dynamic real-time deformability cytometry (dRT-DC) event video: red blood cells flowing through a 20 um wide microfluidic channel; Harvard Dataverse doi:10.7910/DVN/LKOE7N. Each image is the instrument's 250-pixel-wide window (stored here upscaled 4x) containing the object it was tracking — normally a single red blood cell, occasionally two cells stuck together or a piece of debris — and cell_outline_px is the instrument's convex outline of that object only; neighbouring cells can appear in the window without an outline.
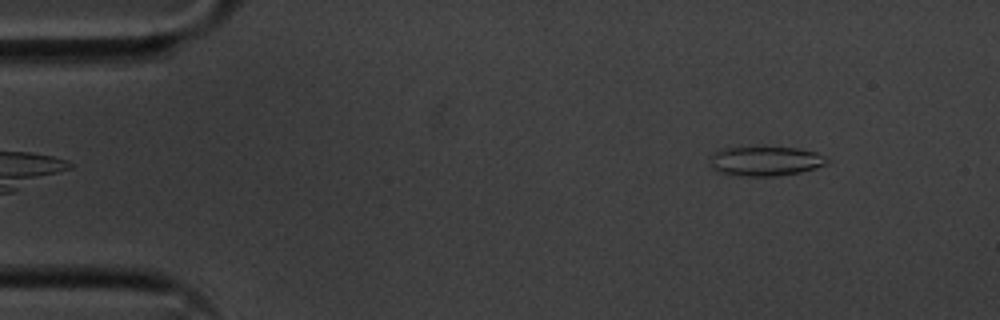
{"species": "common noctule bat (a hibernating species)", "species_latin": "Nyctalus noctula", "temperature_condition": "cold", "stored_images_in_passage": 50, "camera_frame_rate_fps": 3000, "um_per_image_px": 0.085, "animal": {"sex": "male", "body_mass_g": 20.1, "forearm_length_mm": 53.5}, "frame": {"image": 1, "passage_image": 1, "time_ms": 0.0, "image_size_px": [1000, 320], "cell_outline_px": [[828, 164], [816, 168], [800, 172], [776, 176], [740, 176], [724, 172], [712, 168], [712, 152], [720, 148], [764, 144], [800, 148], [816, 152], [824, 156], [828, 160]], "centroid_in_image_um": [65.09, 13.63], "position_along_channel_um": 19.9, "area_um2": 20.98}}
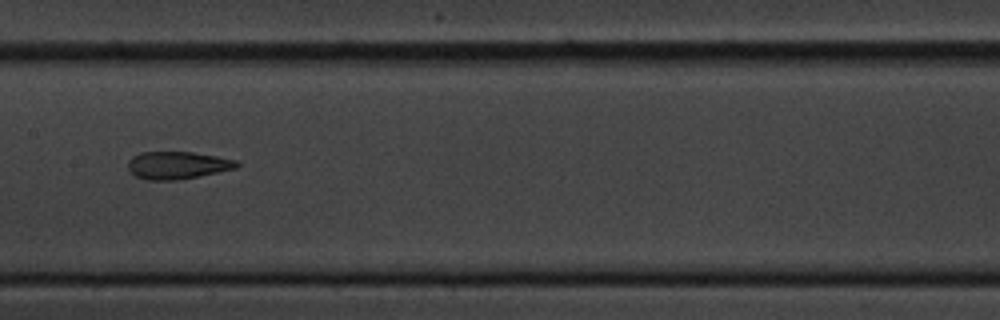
{"frame": {"image": 2, "passage_image": 22, "time_ms": 7.0, "image_size_px": [1000, 320], "cell_outline_px": [[240, 164], [236, 168], [180, 180], [148, 180], [136, 176], [128, 168], [128, 160], [132, 156], [140, 152], [192, 152], [216, 156], [236, 160]], "centroid_in_image_um": [15.07, 14.04], "position_along_channel_um": 192.3, "area_um2": 17.4}}
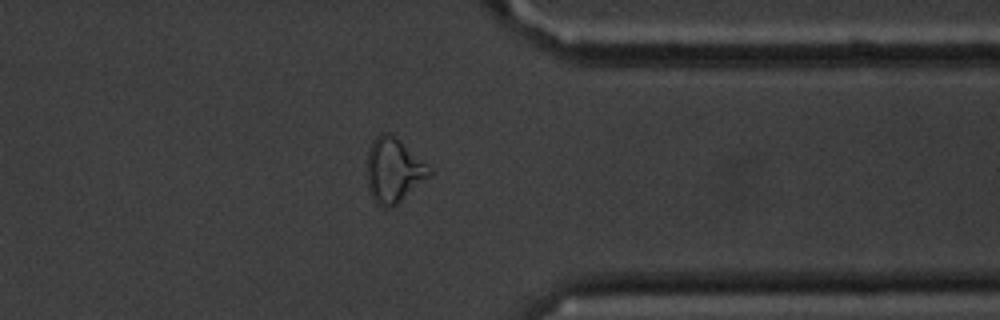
{"frame": {"image": 3, "passage_image": 38, "time_ms": 12.333, "image_size_px": [1000, 320], "cell_outline_px": [[432, 172], [428, 176], [396, 204], [388, 208], [384, 208], [376, 204], [372, 200], [368, 188], [368, 148], [372, 140], [380, 132], [388, 132], [428, 164], [432, 168]], "centroid_in_image_um": [33.42, 14.47], "position_along_channel_um": 378.0, "area_um2": 23.0}, "authors_computed_cell_mechanics": {"area_um2": 19.5075, "velocity_mm_per_s": 3.6128, "shape_relaxation_time_tau1_ms": null, "shape_relaxation_time_tau2_ms": 2.6853, "deformation_change_tau1": null, "deformation_change_tau2": 0.1032}}